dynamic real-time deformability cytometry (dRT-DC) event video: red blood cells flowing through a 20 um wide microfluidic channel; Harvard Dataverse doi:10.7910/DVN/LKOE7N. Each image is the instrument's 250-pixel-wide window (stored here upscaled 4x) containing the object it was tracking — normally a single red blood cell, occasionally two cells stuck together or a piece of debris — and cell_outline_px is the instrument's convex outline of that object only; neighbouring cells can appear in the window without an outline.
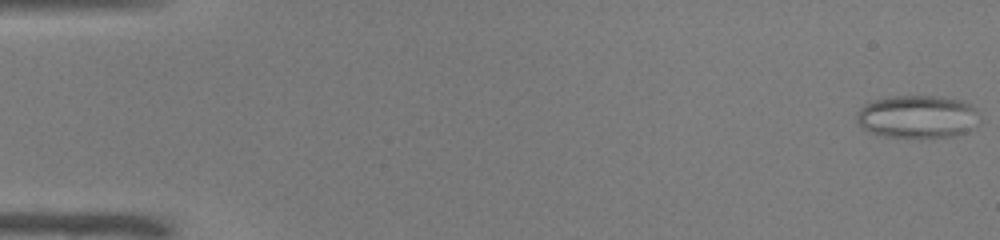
{"species": "common noctule bat (a hibernating species)", "species_latin": "Nyctalus noctula", "temperature_condition": "warm", "stored_images_in_passage": 51, "camera_frame_rate_fps": 3000, "um_per_image_px": 0.085, "animal": {"sex": "male", "body_mass_g": 19.0, "forearm_length_mm": 50.8}, "frame": {"image": 1, "passage_image": 1, "time_ms": 0.0, "image_size_px": [1000, 240], "cell_outline_px": [[980, 120], [976, 128], [956, 136], [884, 136], [872, 132], [864, 128], [856, 120], [856, 112], [864, 104], [872, 100], [892, 96], [940, 96], [964, 100], [972, 104], [976, 108]], "centroid_in_image_um": [78.05, 9.89], "position_along_channel_um": 7.0, "area_um2": 30.87}}
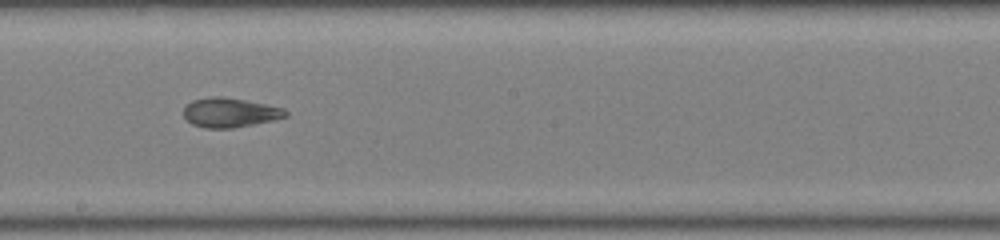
{"frame": {"image": 2, "passage_image": 29, "time_ms": 9.333, "image_size_px": [1000, 240], "cell_outline_px": [[288, 116], [272, 120], [232, 128], [204, 128], [192, 124], [184, 116], [184, 108], [192, 100], [212, 96], [220, 96], [244, 100], [284, 108], [288, 112]], "centroid_in_image_um": [19.53, 9.57], "position_along_channel_um": 228.7, "area_um2": 17.28}}
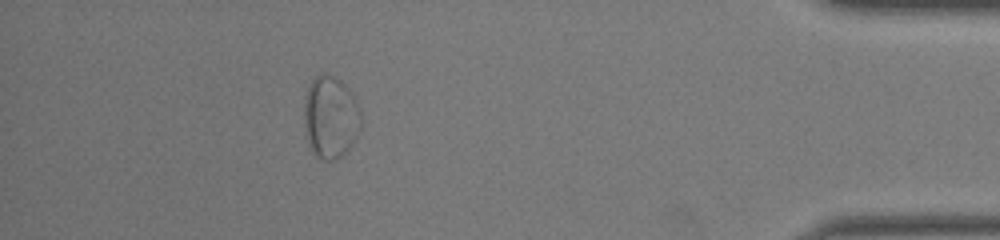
{"frame": {"image": 3, "passage_image": 46, "time_ms": 15.0, "image_size_px": [1000, 240], "cell_outline_px": [[360, 132], [344, 156], [332, 160], [320, 160], [312, 152], [308, 144], [304, 132], [304, 96], [308, 84], [320, 72], [324, 72], [340, 80], [352, 92], [360, 108]], "centroid_in_image_um": [28.07, 9.97], "position_along_channel_um": 407.1, "area_um2": 28.03}, "authors_computed_cell_mechanics": {"area_um2": 23.12, "velocity_mm_per_s": 3.9856, "shape_relaxation_time_tau1_ms": null, "shape_relaxation_time_tau2_ms": 1.1849, "deformation_change_tau1": null, "deformation_change_tau2": 0.068}}